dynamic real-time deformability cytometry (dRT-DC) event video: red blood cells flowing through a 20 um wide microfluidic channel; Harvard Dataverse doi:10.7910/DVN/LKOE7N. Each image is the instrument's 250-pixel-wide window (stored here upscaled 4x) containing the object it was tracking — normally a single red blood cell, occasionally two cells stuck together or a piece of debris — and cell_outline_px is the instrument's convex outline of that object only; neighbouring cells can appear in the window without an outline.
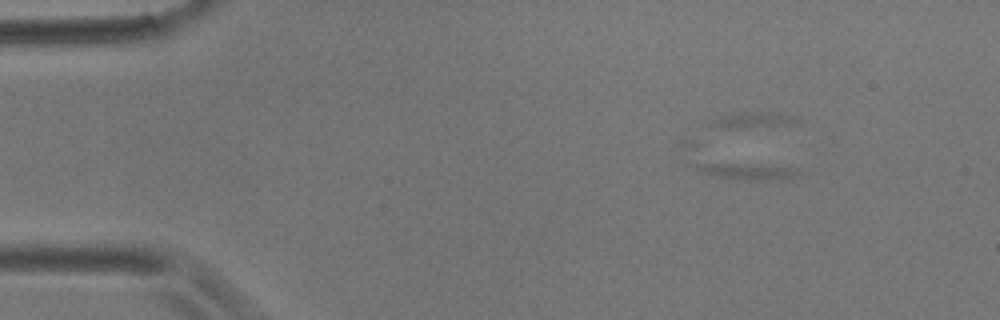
{"species": "common noctule bat (a hibernating species)", "species_latin": "Nyctalus noctula", "temperature_condition": "room temperature", "stored_images_in_passage": 8, "camera_frame_rate_fps": 3000, "um_per_image_px": 0.085, "animal": {"sex": "male", "body_mass_g": 17.9}, "frame": {"image": 1, "passage_image": 3, "time_ms": 2.333, "image_size_px": [1000, 320], "cell_outline_px": [[800, 176], [760, 180], [748, 180], [712, 176], [688, 164], [696, 160], [700, 160], [792, 168], [800, 172]], "centroid_in_image_um": [63.21, 14.5], "position_along_channel_um": 21.8, "area_um2": 10.0}}
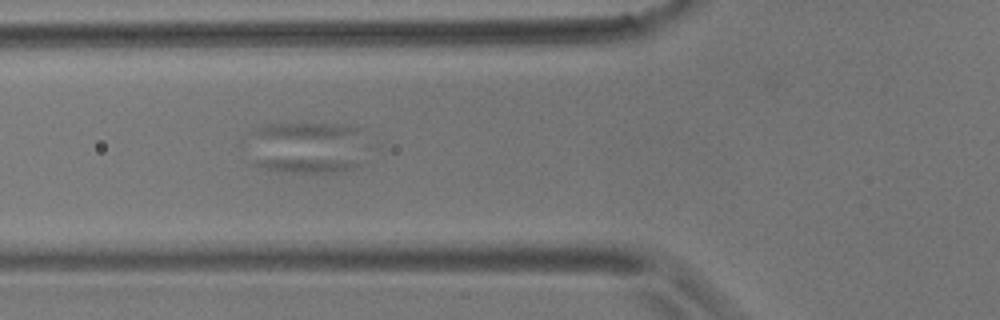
{"frame": {"image": 2, "passage_image": 8, "time_ms": 8.0, "image_size_px": [1000, 320], "cell_outline_px": [[380, 148], [364, 164], [356, 168], [340, 172], [288, 172], [268, 168], [252, 164], [256, 160], [372, 144], [380, 144]], "centroid_in_image_um": [27.4, 13.61], "position_along_channel_um": 98.4, "area_um2": 15.26}}